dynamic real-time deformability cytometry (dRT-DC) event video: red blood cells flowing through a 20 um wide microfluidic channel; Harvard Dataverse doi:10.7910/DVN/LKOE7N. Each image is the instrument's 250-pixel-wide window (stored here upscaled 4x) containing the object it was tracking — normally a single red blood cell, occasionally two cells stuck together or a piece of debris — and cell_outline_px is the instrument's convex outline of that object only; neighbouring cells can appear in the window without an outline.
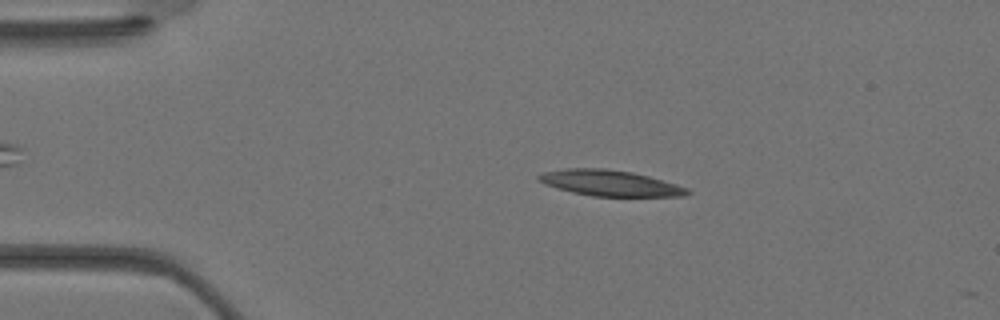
{"species": "Egyptian fruit bat (a non-hibernating species)", "species_latin": "Rousettus aegyptiacus", "temperature_condition": "warm", "stored_images_in_passage": 8, "camera_frame_rate_fps": 3000, "um_per_image_px": 0.085, "animal": {"sex": "female"}, "frame": {"image": 1, "passage_image": 6, "time_ms": 1.667, "image_size_px": [1000, 320], "cell_outline_px": [[692, 192], [684, 196], [592, 196], [572, 192], [544, 184], [536, 180], [536, 176], [544, 172], [564, 168], [604, 168], [632, 172], [648, 176], [676, 184], [688, 188]], "centroid_in_image_um": [51.82, 15.55], "position_along_channel_um": 33.2, "area_um2": 22.37}}